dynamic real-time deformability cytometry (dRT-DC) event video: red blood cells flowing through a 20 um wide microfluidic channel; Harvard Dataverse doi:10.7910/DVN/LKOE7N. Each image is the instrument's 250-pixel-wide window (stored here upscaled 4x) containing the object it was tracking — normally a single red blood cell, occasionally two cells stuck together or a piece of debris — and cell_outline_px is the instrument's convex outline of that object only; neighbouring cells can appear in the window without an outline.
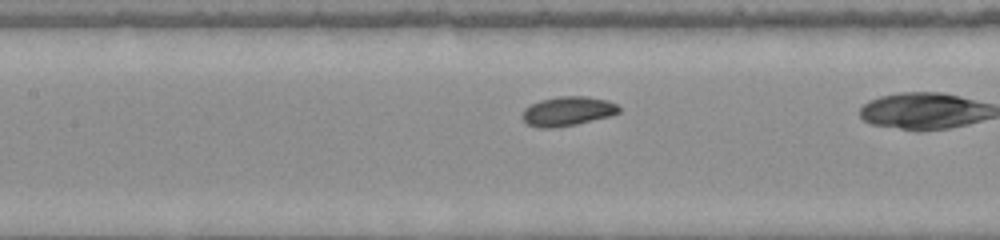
{"species": "common noctule bat (a hibernating species)", "species_latin": "Nyctalus noctula", "temperature_condition": "warm", "stored_images_in_passage": 28, "camera_frame_rate_fps": 3000, "um_per_image_px": 0.085, "animal": {"sex": "female", "body_mass_g": 22.0, "forearm_length_mm": 56.7}, "frame": {"image": 1, "passage_image": 13, "time_ms": 4.0, "image_size_px": [1000, 240], "cell_outline_px": [[620, 112], [612, 116], [576, 124], [552, 128], [540, 128], [528, 124], [520, 116], [524, 108], [540, 100], [560, 96], [588, 96], [608, 100], [616, 104], [620, 108]], "centroid_in_image_um": [48.26, 9.45], "position_along_channel_um": 159.1, "area_um2": 16.65}}
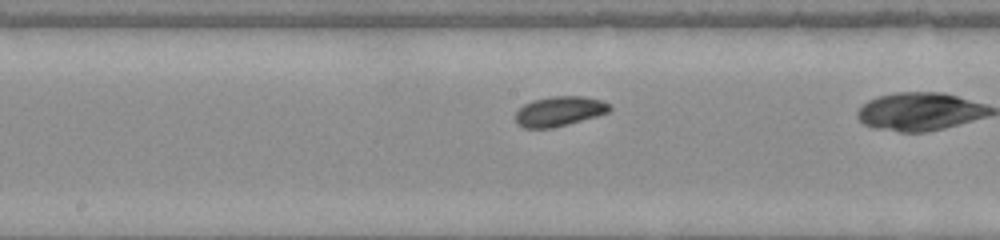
{"frame": {"image": 2, "passage_image": 16, "time_ms": 5.0, "image_size_px": [1000, 240], "cell_outline_px": [[612, 108], [608, 112], [596, 116], [568, 124], [552, 128], [524, 128], [516, 124], [516, 112], [524, 104], [532, 100], [552, 96], [584, 96], [600, 100], [608, 104]], "centroid_in_image_um": [47.52, 9.46], "position_along_channel_um": 200.7, "area_um2": 16.3}}